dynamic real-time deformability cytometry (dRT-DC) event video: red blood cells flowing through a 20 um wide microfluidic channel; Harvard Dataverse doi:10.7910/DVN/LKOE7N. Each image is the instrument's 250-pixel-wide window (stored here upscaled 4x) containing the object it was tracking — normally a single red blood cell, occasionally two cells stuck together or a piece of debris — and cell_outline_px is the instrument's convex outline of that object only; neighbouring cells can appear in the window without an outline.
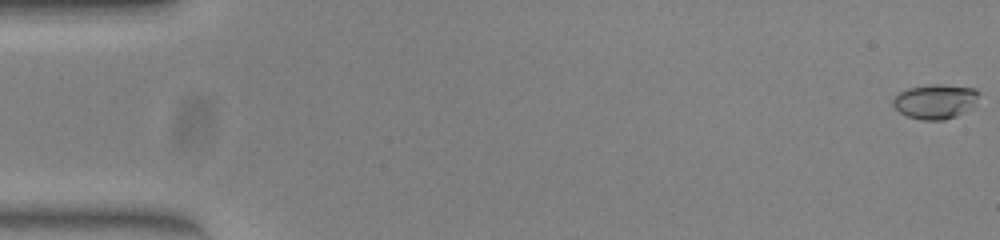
{"species": "common noctule bat (a hibernating species)", "species_latin": "Nyctalus noctula", "temperature_condition": "warm", "stored_images_in_passage": 15, "camera_frame_rate_fps": 3000, "um_per_image_px": 0.085, "animal": {"sex": "female", "body_mass_g": 23.0, "forearm_length_mm": 53.4}, "frame": {"image": 1, "passage_image": 1, "time_ms": 0.0, "image_size_px": [1000, 240], "cell_outline_px": [[980, 92], [972, 104], [956, 116], [944, 120], [920, 120], [908, 116], [900, 112], [892, 104], [892, 100], [900, 92], [908, 88], [932, 84], [940, 84], [976, 88]], "centroid_in_image_um": [79.46, 8.61], "position_along_channel_um": 5.5, "area_um2": 16.99}}
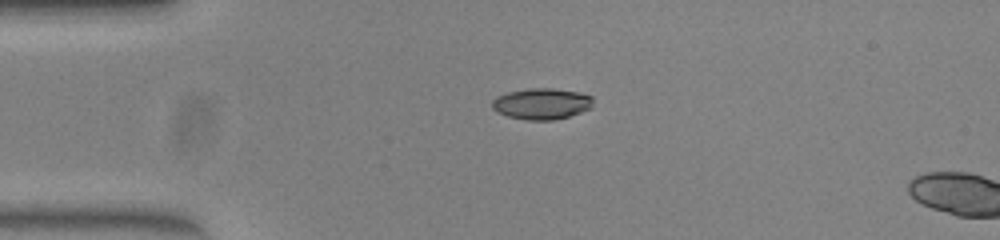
{"frame": {"image": 2, "passage_image": 13, "time_ms": 4.0, "image_size_px": [1000, 240], "cell_outline_px": [[592, 108], [568, 116], [552, 120], [528, 120], [508, 116], [496, 112], [492, 108], [492, 100], [496, 96], [508, 92], [528, 88], [552, 88], [580, 92], [592, 96]], "centroid_in_image_um": [46.03, 8.81], "position_along_channel_um": 39.0, "area_um2": 18.38}}